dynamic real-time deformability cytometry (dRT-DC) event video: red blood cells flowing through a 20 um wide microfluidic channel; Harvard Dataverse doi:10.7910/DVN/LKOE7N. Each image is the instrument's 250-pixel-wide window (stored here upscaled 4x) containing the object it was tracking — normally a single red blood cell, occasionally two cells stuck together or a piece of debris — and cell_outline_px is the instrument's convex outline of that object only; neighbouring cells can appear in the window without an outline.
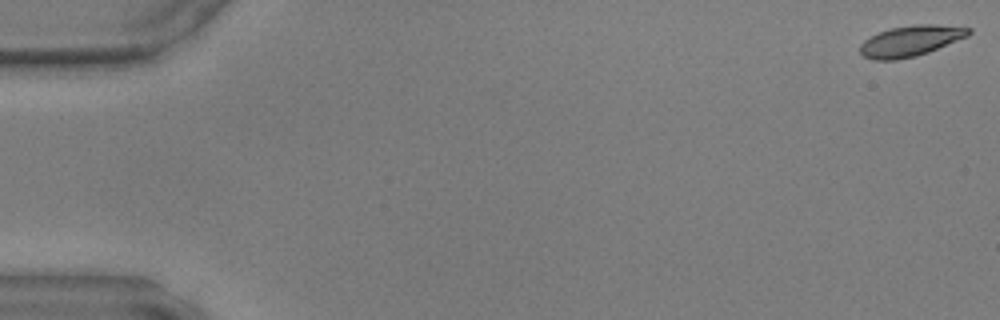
{"species": "common noctule bat (a hibernating species)", "species_latin": "Nyctalus noctula", "temperature_condition": "warm", "stored_images_in_passage": 28, "camera_frame_rate_fps": 3000, "um_per_image_px": 0.085, "animal": {"sex": "male", "body_mass_g": 17.9, "forearm_length_mm": 54.2}, "frame": {"image": 1, "passage_image": 1, "time_ms": 0.0, "image_size_px": [1000, 320], "cell_outline_px": [[972, 32], [968, 36], [928, 52], [916, 56], [896, 60], [872, 60], [864, 56], [860, 52], [860, 44], [864, 40], [880, 32], [892, 28], [912, 24], [936, 24], [972, 28]], "centroid_in_image_um": [77.41, 3.47], "position_along_channel_um": 7.6, "area_um2": 19.42}}
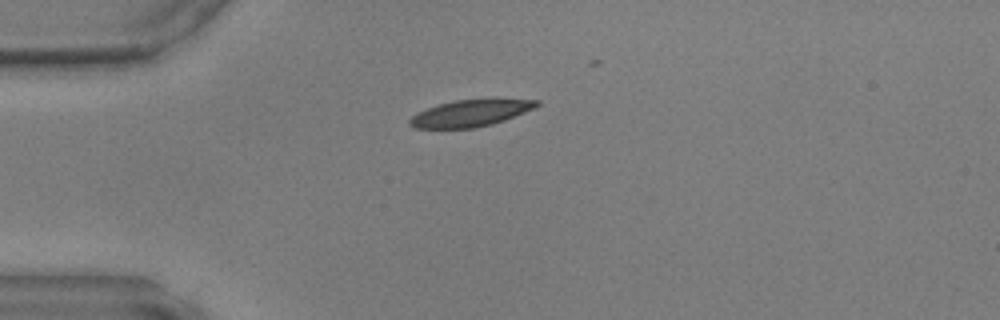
{"frame": {"image": 2, "passage_image": 13, "time_ms": 4.0, "image_size_px": [1000, 320], "cell_outline_px": [[540, 104], [536, 108], [504, 120], [492, 124], [472, 128], [416, 128], [408, 124], [408, 120], [416, 112], [440, 104], [456, 100], [496, 96], [540, 100]], "centroid_in_image_um": [40.1, 9.56], "position_along_channel_um": 44.9, "area_um2": 20.58}}
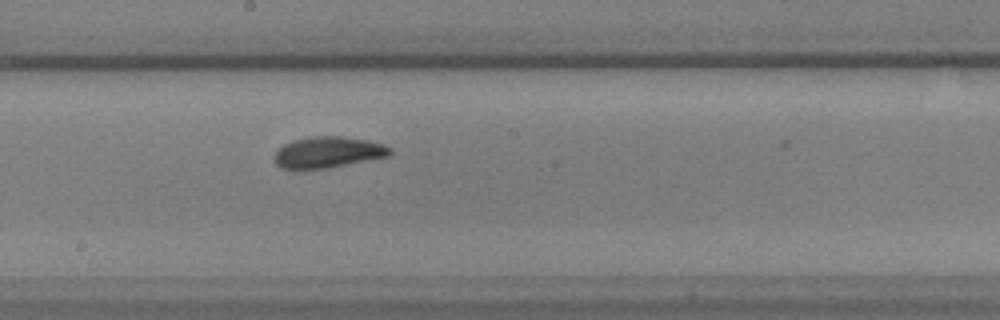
{"frame": {"image": 3, "passage_image": 27, "time_ms": 8.667, "image_size_px": [1000, 320], "cell_outline_px": [[392, 152], [388, 156], [328, 168], [296, 172], [280, 168], [276, 164], [276, 152], [284, 144], [292, 140], [316, 136], [344, 136], [368, 140], [392, 148]], "centroid_in_image_um": [27.83, 12.98], "position_along_channel_um": 220.4, "area_um2": 21.33}}